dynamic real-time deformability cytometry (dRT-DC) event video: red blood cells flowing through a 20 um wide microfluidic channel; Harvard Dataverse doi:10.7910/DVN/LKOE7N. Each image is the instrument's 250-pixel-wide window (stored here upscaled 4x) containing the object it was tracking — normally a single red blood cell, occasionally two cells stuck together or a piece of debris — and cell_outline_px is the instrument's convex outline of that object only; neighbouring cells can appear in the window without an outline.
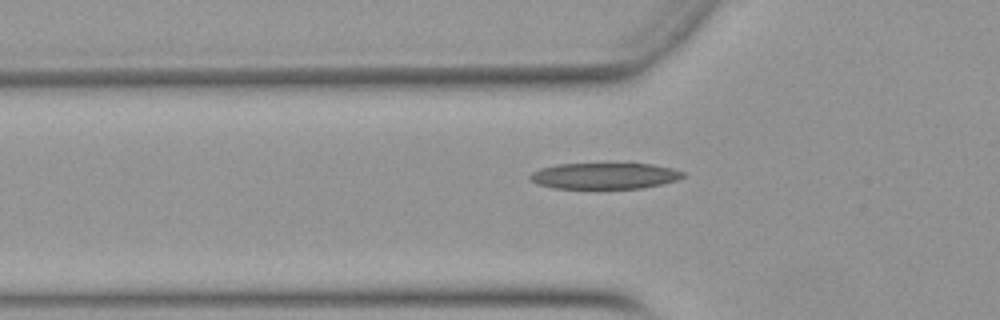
{"species": "Egyptian fruit bat (a non-hibernating species)", "species_latin": "Rousettus aegyptiacus", "temperature_condition": "warm", "stored_images_in_passage": 38, "camera_frame_rate_fps": 3000, "um_per_image_px": 0.085, "animal": {"sex": "female"}, "frame": {"image": 1, "passage_image": 6, "time_ms": 1.667, "image_size_px": [1000, 320], "cell_outline_px": [[684, 176], [676, 180], [660, 184], [640, 188], [552, 188], [536, 184], [528, 176], [532, 172], [540, 168], [556, 164], [652, 164], [672, 168], [684, 172]], "centroid_in_image_um": [51.34, 14.95], "position_along_channel_um": 74.5, "area_um2": 23.12}}
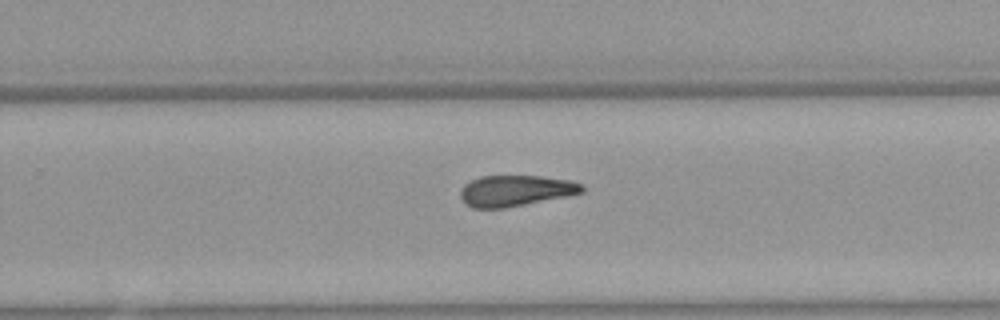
{"frame": {"image": 2, "passage_image": 22, "time_ms": 7.0, "image_size_px": [1000, 320], "cell_outline_px": [[584, 192], [568, 196], [504, 208], [472, 208], [464, 204], [460, 196], [460, 192], [464, 184], [480, 176], [540, 176], [572, 180], [584, 184]], "centroid_in_image_um": [43.84, 16.21], "position_along_channel_um": 286.0, "area_um2": 22.14}}
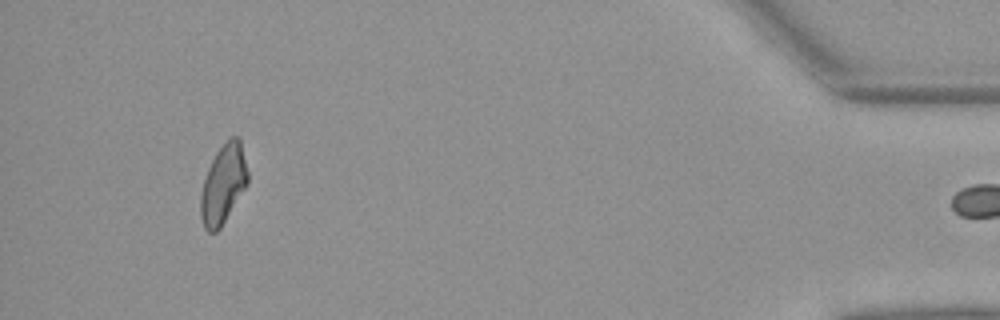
{"frame": {"image": 3, "passage_image": 37, "time_ms": 12.0, "image_size_px": [1000, 320], "cell_outline_px": [[248, 184], [220, 228], [216, 232], [208, 232], [204, 228], [200, 216], [200, 196], [204, 180], [208, 168], [216, 152], [228, 136], [236, 136], [240, 140], [248, 172]], "centroid_in_image_um": [18.97, 15.65], "position_along_channel_um": 416.2, "area_um2": 21.73}, "authors_computed_cell_mechanics": {"area_um2": 22.4553, "velocity_mm_per_s": 3.9691, "shape_relaxation_time_tau1_ms": 10.1782, "shape_relaxation_time_tau2_ms": 8.1791, "deformation_change_tau1": 0.2515, "deformation_change_tau2": 0.2108}}